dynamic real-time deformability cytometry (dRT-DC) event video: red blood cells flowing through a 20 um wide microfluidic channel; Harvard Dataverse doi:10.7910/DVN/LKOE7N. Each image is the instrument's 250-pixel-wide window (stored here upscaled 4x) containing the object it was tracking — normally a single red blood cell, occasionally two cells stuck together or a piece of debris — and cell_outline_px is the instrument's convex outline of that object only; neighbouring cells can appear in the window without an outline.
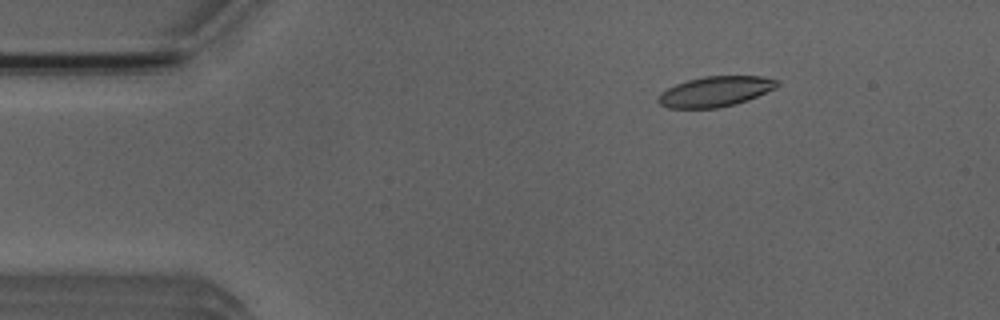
{"species": "Egyptian fruit bat (a non-hibernating species)", "species_latin": "Rousettus aegyptiacus", "temperature_condition": "room temperature", "stored_images_in_passage": 3, "camera_frame_rate_fps": 3000, "um_per_image_px": 0.085, "animal": {"sex": "male"}, "frame": {"image": 1, "passage_image": 1, "time_ms": 0.0, "image_size_px": [1000, 320], "cell_outline_px": [[780, 84], [776, 88], [748, 100], [736, 104], [716, 108], [668, 108], [660, 104], [656, 100], [660, 92], [676, 84], [688, 80], [704, 76], [760, 76], [780, 80]], "centroid_in_image_um": [60.81, 7.78], "position_along_channel_um": 24.2, "area_um2": 21.1}}
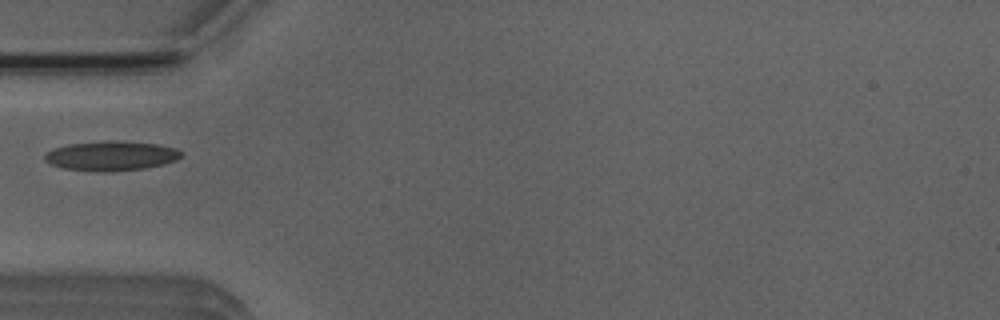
{"frame": {"image": 2, "passage_image": 3, "time_ms": 3.0, "image_size_px": [1000, 320], "cell_outline_px": [[180, 156], [176, 160], [164, 164], [144, 168], [112, 172], [96, 172], [64, 168], [52, 164], [44, 160], [44, 156], [48, 152], [56, 148], [68, 144], [108, 140], [156, 144], [176, 148], [180, 152]], "centroid_in_image_um": [9.44, 13.26], "position_along_channel_um": 75.6, "area_um2": 23.35}}